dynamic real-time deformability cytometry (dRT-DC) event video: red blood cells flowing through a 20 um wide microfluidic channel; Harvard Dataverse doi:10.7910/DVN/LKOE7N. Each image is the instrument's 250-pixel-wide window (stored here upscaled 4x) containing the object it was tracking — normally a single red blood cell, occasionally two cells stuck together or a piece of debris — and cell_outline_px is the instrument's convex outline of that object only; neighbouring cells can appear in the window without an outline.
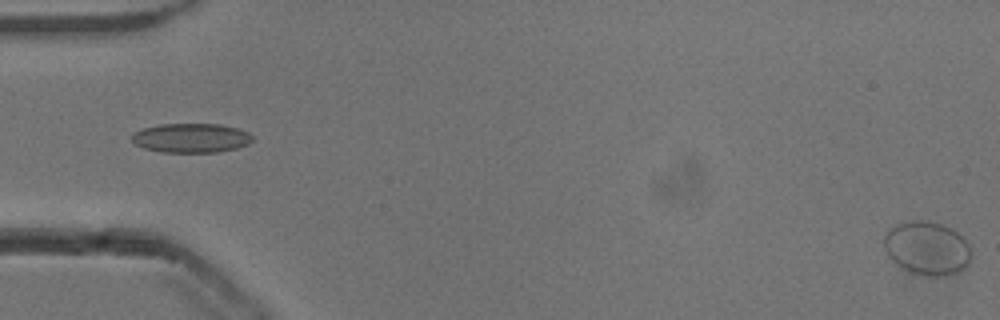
{"species": "common noctule bat (a hibernating species)", "species_latin": "Nyctalus noctula", "temperature_condition": "cold", "stored_images_in_passage": 4, "segment_of_instrument_passage": [2, 2], "camera_frame_rate_fps": 3000, "um_per_image_px": 0.085, "animal": {"sex": "male", "body_mass_g": 13.3}, "frame": {"image": 1, "passage_image": 4, "time_ms": 1.0, "image_size_px": [1000, 320], "cell_outline_px": [[972, 260], [968, 268], [960, 272], [948, 276], [924, 276], [908, 272], [896, 264], [888, 256], [884, 248], [884, 236], [896, 224], [912, 220], [924, 220], [944, 224], [952, 228], [972, 244]], "centroid_in_image_um": [78.88, 21.12], "position_along_channel_um": 6.1, "area_um2": 28.15}}